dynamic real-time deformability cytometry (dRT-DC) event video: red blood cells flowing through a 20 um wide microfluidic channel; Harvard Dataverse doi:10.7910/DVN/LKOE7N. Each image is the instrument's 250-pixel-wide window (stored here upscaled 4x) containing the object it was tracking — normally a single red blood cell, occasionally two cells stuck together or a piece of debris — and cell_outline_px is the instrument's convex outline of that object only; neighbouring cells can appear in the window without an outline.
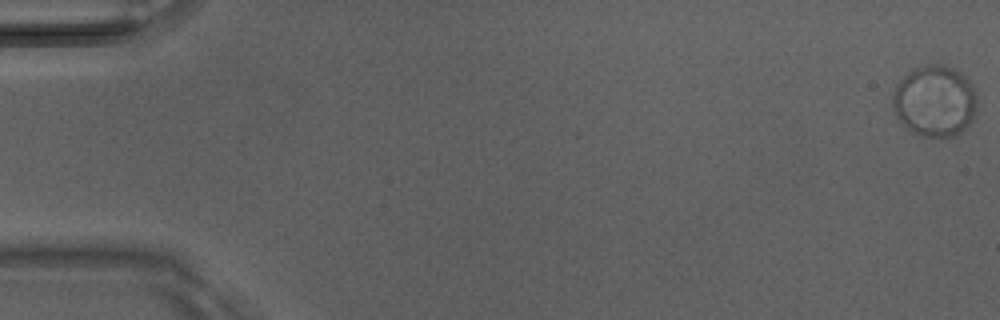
{"species": "Egyptian fruit bat (a non-hibernating species)", "species_latin": "Rousettus aegyptiacus", "temperature_condition": "room temperature", "stored_images_in_passage": 12, "camera_frame_rate_fps": 3000, "um_per_image_px": 0.085, "animal": {"sex": "male"}, "frame": {"image": 1, "passage_image": 1, "time_ms": 0.0, "image_size_px": [1000, 320], "cell_outline_px": [[976, 108], [972, 120], [960, 132], [952, 136], [920, 136], [912, 132], [896, 120], [892, 108], [892, 92], [896, 84], [912, 68], [928, 64], [944, 64], [956, 68], [972, 84], [976, 96]], "centroid_in_image_um": [79.4, 8.57], "position_along_channel_um": 5.6, "area_um2": 35.55}}